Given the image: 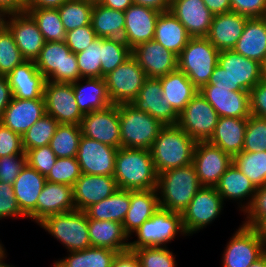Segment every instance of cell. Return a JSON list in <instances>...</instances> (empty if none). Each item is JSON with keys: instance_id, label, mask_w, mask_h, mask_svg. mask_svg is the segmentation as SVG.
Here are the masks:
<instances>
[{"instance_id": "e0dca14e", "label": "cell", "mask_w": 266, "mask_h": 267, "mask_svg": "<svg viewBox=\"0 0 266 267\" xmlns=\"http://www.w3.org/2000/svg\"><path fill=\"white\" fill-rule=\"evenodd\" d=\"M117 150L82 135L76 156L81 173L114 176Z\"/></svg>"}, {"instance_id": "3957f363", "label": "cell", "mask_w": 266, "mask_h": 267, "mask_svg": "<svg viewBox=\"0 0 266 267\" xmlns=\"http://www.w3.org/2000/svg\"><path fill=\"white\" fill-rule=\"evenodd\" d=\"M201 187L193 164L163 171L157 178L159 206L182 213Z\"/></svg>"}, {"instance_id": "d4e9b609", "label": "cell", "mask_w": 266, "mask_h": 267, "mask_svg": "<svg viewBox=\"0 0 266 267\" xmlns=\"http://www.w3.org/2000/svg\"><path fill=\"white\" fill-rule=\"evenodd\" d=\"M46 114L44 99H20L13 97L0 122L21 136Z\"/></svg>"}, {"instance_id": "f6af8a7d", "label": "cell", "mask_w": 266, "mask_h": 267, "mask_svg": "<svg viewBox=\"0 0 266 267\" xmlns=\"http://www.w3.org/2000/svg\"><path fill=\"white\" fill-rule=\"evenodd\" d=\"M94 5L81 0H68L58 8L65 31L90 25Z\"/></svg>"}, {"instance_id": "52a82bcc", "label": "cell", "mask_w": 266, "mask_h": 267, "mask_svg": "<svg viewBox=\"0 0 266 267\" xmlns=\"http://www.w3.org/2000/svg\"><path fill=\"white\" fill-rule=\"evenodd\" d=\"M38 225L57 239L67 252L80 251L91 246L88 218L84 211L73 210L50 215Z\"/></svg>"}, {"instance_id": "f1b7e54d", "label": "cell", "mask_w": 266, "mask_h": 267, "mask_svg": "<svg viewBox=\"0 0 266 267\" xmlns=\"http://www.w3.org/2000/svg\"><path fill=\"white\" fill-rule=\"evenodd\" d=\"M223 201H237L239 211L250 206L257 188L233 163L215 185ZM244 200V201H243ZM240 205V206H239Z\"/></svg>"}, {"instance_id": "7a4b0ae2", "label": "cell", "mask_w": 266, "mask_h": 267, "mask_svg": "<svg viewBox=\"0 0 266 267\" xmlns=\"http://www.w3.org/2000/svg\"><path fill=\"white\" fill-rule=\"evenodd\" d=\"M260 81V63L234 50H224L219 53L218 64L206 85L229 88V91L250 92Z\"/></svg>"}, {"instance_id": "cb8c5ba5", "label": "cell", "mask_w": 266, "mask_h": 267, "mask_svg": "<svg viewBox=\"0 0 266 267\" xmlns=\"http://www.w3.org/2000/svg\"><path fill=\"white\" fill-rule=\"evenodd\" d=\"M118 189L114 176L81 174L73 185V200L76 210L84 211L100 202Z\"/></svg>"}, {"instance_id": "7dc6e473", "label": "cell", "mask_w": 266, "mask_h": 267, "mask_svg": "<svg viewBox=\"0 0 266 267\" xmlns=\"http://www.w3.org/2000/svg\"><path fill=\"white\" fill-rule=\"evenodd\" d=\"M24 61L9 28L0 30V75L7 76Z\"/></svg>"}, {"instance_id": "2a66077c", "label": "cell", "mask_w": 266, "mask_h": 267, "mask_svg": "<svg viewBox=\"0 0 266 267\" xmlns=\"http://www.w3.org/2000/svg\"><path fill=\"white\" fill-rule=\"evenodd\" d=\"M6 249L4 245L2 244V241L0 240V258L6 253Z\"/></svg>"}, {"instance_id": "1f68e13d", "label": "cell", "mask_w": 266, "mask_h": 267, "mask_svg": "<svg viewBox=\"0 0 266 267\" xmlns=\"http://www.w3.org/2000/svg\"><path fill=\"white\" fill-rule=\"evenodd\" d=\"M159 208L156 189L130 191V207L122 223L130 239L141 224L150 219Z\"/></svg>"}, {"instance_id": "74e56055", "label": "cell", "mask_w": 266, "mask_h": 267, "mask_svg": "<svg viewBox=\"0 0 266 267\" xmlns=\"http://www.w3.org/2000/svg\"><path fill=\"white\" fill-rule=\"evenodd\" d=\"M130 207V190L117 189L112 195L84 210L88 219L123 223Z\"/></svg>"}, {"instance_id": "a7ac6f4b", "label": "cell", "mask_w": 266, "mask_h": 267, "mask_svg": "<svg viewBox=\"0 0 266 267\" xmlns=\"http://www.w3.org/2000/svg\"><path fill=\"white\" fill-rule=\"evenodd\" d=\"M134 4L150 7L159 12L170 10L171 0H133Z\"/></svg>"}, {"instance_id": "b9fcfbb0", "label": "cell", "mask_w": 266, "mask_h": 267, "mask_svg": "<svg viewBox=\"0 0 266 267\" xmlns=\"http://www.w3.org/2000/svg\"><path fill=\"white\" fill-rule=\"evenodd\" d=\"M83 2H88V3H91V4H99L101 0H81Z\"/></svg>"}, {"instance_id": "f907efd6", "label": "cell", "mask_w": 266, "mask_h": 267, "mask_svg": "<svg viewBox=\"0 0 266 267\" xmlns=\"http://www.w3.org/2000/svg\"><path fill=\"white\" fill-rule=\"evenodd\" d=\"M266 151V118L251 115L247 118L243 150Z\"/></svg>"}, {"instance_id": "e575fe53", "label": "cell", "mask_w": 266, "mask_h": 267, "mask_svg": "<svg viewBox=\"0 0 266 267\" xmlns=\"http://www.w3.org/2000/svg\"><path fill=\"white\" fill-rule=\"evenodd\" d=\"M233 50L260 64L266 60V17L249 18Z\"/></svg>"}, {"instance_id": "7c38bea8", "label": "cell", "mask_w": 266, "mask_h": 267, "mask_svg": "<svg viewBox=\"0 0 266 267\" xmlns=\"http://www.w3.org/2000/svg\"><path fill=\"white\" fill-rule=\"evenodd\" d=\"M222 254V267H249L266 252V245L253 227L240 225Z\"/></svg>"}, {"instance_id": "277c9868", "label": "cell", "mask_w": 266, "mask_h": 267, "mask_svg": "<svg viewBox=\"0 0 266 267\" xmlns=\"http://www.w3.org/2000/svg\"><path fill=\"white\" fill-rule=\"evenodd\" d=\"M195 145L178 125L164 126L150 148L157 174L192 164Z\"/></svg>"}, {"instance_id": "d6a6232c", "label": "cell", "mask_w": 266, "mask_h": 267, "mask_svg": "<svg viewBox=\"0 0 266 267\" xmlns=\"http://www.w3.org/2000/svg\"><path fill=\"white\" fill-rule=\"evenodd\" d=\"M90 244L104 247L118 253L129 250V236L123 224L116 221L88 219Z\"/></svg>"}, {"instance_id": "8992f818", "label": "cell", "mask_w": 266, "mask_h": 267, "mask_svg": "<svg viewBox=\"0 0 266 267\" xmlns=\"http://www.w3.org/2000/svg\"><path fill=\"white\" fill-rule=\"evenodd\" d=\"M136 240L129 242V250L141 247H167L169 242L180 236H187L184 232L181 213L159 208L150 219L144 221L133 233Z\"/></svg>"}, {"instance_id": "03108f58", "label": "cell", "mask_w": 266, "mask_h": 267, "mask_svg": "<svg viewBox=\"0 0 266 267\" xmlns=\"http://www.w3.org/2000/svg\"><path fill=\"white\" fill-rule=\"evenodd\" d=\"M68 0H25L26 8L58 9Z\"/></svg>"}, {"instance_id": "b9f144b4", "label": "cell", "mask_w": 266, "mask_h": 267, "mask_svg": "<svg viewBox=\"0 0 266 267\" xmlns=\"http://www.w3.org/2000/svg\"><path fill=\"white\" fill-rule=\"evenodd\" d=\"M26 12L36 21L45 42L65 41L66 31L58 9L26 8Z\"/></svg>"}, {"instance_id": "603a6c76", "label": "cell", "mask_w": 266, "mask_h": 267, "mask_svg": "<svg viewBox=\"0 0 266 267\" xmlns=\"http://www.w3.org/2000/svg\"><path fill=\"white\" fill-rule=\"evenodd\" d=\"M156 9L132 4L125 11V43L133 49L138 44L154 39L157 18Z\"/></svg>"}, {"instance_id": "db71d44e", "label": "cell", "mask_w": 266, "mask_h": 267, "mask_svg": "<svg viewBox=\"0 0 266 267\" xmlns=\"http://www.w3.org/2000/svg\"><path fill=\"white\" fill-rule=\"evenodd\" d=\"M6 217L27 219L18 206L13 184L0 182V220Z\"/></svg>"}, {"instance_id": "8c879c8a", "label": "cell", "mask_w": 266, "mask_h": 267, "mask_svg": "<svg viewBox=\"0 0 266 267\" xmlns=\"http://www.w3.org/2000/svg\"><path fill=\"white\" fill-rule=\"evenodd\" d=\"M9 15V13H7L2 7H0V30H3L7 27Z\"/></svg>"}, {"instance_id": "f35d334b", "label": "cell", "mask_w": 266, "mask_h": 267, "mask_svg": "<svg viewBox=\"0 0 266 267\" xmlns=\"http://www.w3.org/2000/svg\"><path fill=\"white\" fill-rule=\"evenodd\" d=\"M90 24L99 38L117 39L125 42L124 11L94 4Z\"/></svg>"}, {"instance_id": "6125c7cd", "label": "cell", "mask_w": 266, "mask_h": 267, "mask_svg": "<svg viewBox=\"0 0 266 267\" xmlns=\"http://www.w3.org/2000/svg\"><path fill=\"white\" fill-rule=\"evenodd\" d=\"M111 267H141V264L136 253L127 250L116 254Z\"/></svg>"}, {"instance_id": "753ad0ef", "label": "cell", "mask_w": 266, "mask_h": 267, "mask_svg": "<svg viewBox=\"0 0 266 267\" xmlns=\"http://www.w3.org/2000/svg\"><path fill=\"white\" fill-rule=\"evenodd\" d=\"M249 267H266V252Z\"/></svg>"}, {"instance_id": "11a10c76", "label": "cell", "mask_w": 266, "mask_h": 267, "mask_svg": "<svg viewBox=\"0 0 266 267\" xmlns=\"http://www.w3.org/2000/svg\"><path fill=\"white\" fill-rule=\"evenodd\" d=\"M97 38L98 36L95 34V31L90 24L67 31L65 43L69 49L76 54L86 50V48Z\"/></svg>"}, {"instance_id": "d6986e66", "label": "cell", "mask_w": 266, "mask_h": 267, "mask_svg": "<svg viewBox=\"0 0 266 267\" xmlns=\"http://www.w3.org/2000/svg\"><path fill=\"white\" fill-rule=\"evenodd\" d=\"M199 93L219 117L247 119L251 116L250 92L229 91V88L203 85Z\"/></svg>"}, {"instance_id": "5bb4252c", "label": "cell", "mask_w": 266, "mask_h": 267, "mask_svg": "<svg viewBox=\"0 0 266 267\" xmlns=\"http://www.w3.org/2000/svg\"><path fill=\"white\" fill-rule=\"evenodd\" d=\"M43 97L46 114L59 124H81L84 115L79 110L71 83L46 81Z\"/></svg>"}, {"instance_id": "ba28073f", "label": "cell", "mask_w": 266, "mask_h": 267, "mask_svg": "<svg viewBox=\"0 0 266 267\" xmlns=\"http://www.w3.org/2000/svg\"><path fill=\"white\" fill-rule=\"evenodd\" d=\"M219 53L206 37L190 38L178 55V69L200 89L208 84L218 64Z\"/></svg>"}, {"instance_id": "89a4df30", "label": "cell", "mask_w": 266, "mask_h": 267, "mask_svg": "<svg viewBox=\"0 0 266 267\" xmlns=\"http://www.w3.org/2000/svg\"><path fill=\"white\" fill-rule=\"evenodd\" d=\"M99 4L110 9L125 11L134 2L133 0H101Z\"/></svg>"}, {"instance_id": "ac0fdd59", "label": "cell", "mask_w": 266, "mask_h": 267, "mask_svg": "<svg viewBox=\"0 0 266 267\" xmlns=\"http://www.w3.org/2000/svg\"><path fill=\"white\" fill-rule=\"evenodd\" d=\"M132 56L148 78H159L178 69V56L154 39L135 46Z\"/></svg>"}, {"instance_id": "9a60e30c", "label": "cell", "mask_w": 266, "mask_h": 267, "mask_svg": "<svg viewBox=\"0 0 266 267\" xmlns=\"http://www.w3.org/2000/svg\"><path fill=\"white\" fill-rule=\"evenodd\" d=\"M233 157L208 141L196 142L192 164L202 186L215 187Z\"/></svg>"}, {"instance_id": "d590c367", "label": "cell", "mask_w": 266, "mask_h": 267, "mask_svg": "<svg viewBox=\"0 0 266 267\" xmlns=\"http://www.w3.org/2000/svg\"><path fill=\"white\" fill-rule=\"evenodd\" d=\"M247 119L219 117L209 143L221 148L232 157L243 150Z\"/></svg>"}, {"instance_id": "f5cc1de1", "label": "cell", "mask_w": 266, "mask_h": 267, "mask_svg": "<svg viewBox=\"0 0 266 267\" xmlns=\"http://www.w3.org/2000/svg\"><path fill=\"white\" fill-rule=\"evenodd\" d=\"M25 153L26 163L47 177L57 159L50 145L29 149Z\"/></svg>"}, {"instance_id": "7bdbcfd3", "label": "cell", "mask_w": 266, "mask_h": 267, "mask_svg": "<svg viewBox=\"0 0 266 267\" xmlns=\"http://www.w3.org/2000/svg\"><path fill=\"white\" fill-rule=\"evenodd\" d=\"M81 137L80 125L59 124L49 145L57 158L76 157Z\"/></svg>"}, {"instance_id": "c3c4849f", "label": "cell", "mask_w": 266, "mask_h": 267, "mask_svg": "<svg viewBox=\"0 0 266 267\" xmlns=\"http://www.w3.org/2000/svg\"><path fill=\"white\" fill-rule=\"evenodd\" d=\"M81 78H101V38L76 53Z\"/></svg>"}, {"instance_id": "681fc988", "label": "cell", "mask_w": 266, "mask_h": 267, "mask_svg": "<svg viewBox=\"0 0 266 267\" xmlns=\"http://www.w3.org/2000/svg\"><path fill=\"white\" fill-rule=\"evenodd\" d=\"M81 174L76 157H62L56 159L46 181L73 186Z\"/></svg>"}, {"instance_id": "ffe728a7", "label": "cell", "mask_w": 266, "mask_h": 267, "mask_svg": "<svg viewBox=\"0 0 266 267\" xmlns=\"http://www.w3.org/2000/svg\"><path fill=\"white\" fill-rule=\"evenodd\" d=\"M7 27L14 36L15 43L26 61H35L45 40L36 21L28 12L9 15Z\"/></svg>"}, {"instance_id": "e7e4bbea", "label": "cell", "mask_w": 266, "mask_h": 267, "mask_svg": "<svg viewBox=\"0 0 266 267\" xmlns=\"http://www.w3.org/2000/svg\"><path fill=\"white\" fill-rule=\"evenodd\" d=\"M203 2L214 15L231 11L230 0H203Z\"/></svg>"}, {"instance_id": "11e5206c", "label": "cell", "mask_w": 266, "mask_h": 267, "mask_svg": "<svg viewBox=\"0 0 266 267\" xmlns=\"http://www.w3.org/2000/svg\"><path fill=\"white\" fill-rule=\"evenodd\" d=\"M7 258L6 253L0 258V267H15L11 264L5 263V259Z\"/></svg>"}, {"instance_id": "94428289", "label": "cell", "mask_w": 266, "mask_h": 267, "mask_svg": "<svg viewBox=\"0 0 266 267\" xmlns=\"http://www.w3.org/2000/svg\"><path fill=\"white\" fill-rule=\"evenodd\" d=\"M251 114L266 118V82L260 81L250 91Z\"/></svg>"}, {"instance_id": "ab89813d", "label": "cell", "mask_w": 266, "mask_h": 267, "mask_svg": "<svg viewBox=\"0 0 266 267\" xmlns=\"http://www.w3.org/2000/svg\"><path fill=\"white\" fill-rule=\"evenodd\" d=\"M117 253L112 249L90 246L69 252L68 256L55 260L51 267H111Z\"/></svg>"}, {"instance_id": "f546056e", "label": "cell", "mask_w": 266, "mask_h": 267, "mask_svg": "<svg viewBox=\"0 0 266 267\" xmlns=\"http://www.w3.org/2000/svg\"><path fill=\"white\" fill-rule=\"evenodd\" d=\"M76 210L73 186L46 181L36 204V223L59 213Z\"/></svg>"}, {"instance_id": "680465c9", "label": "cell", "mask_w": 266, "mask_h": 267, "mask_svg": "<svg viewBox=\"0 0 266 267\" xmlns=\"http://www.w3.org/2000/svg\"><path fill=\"white\" fill-rule=\"evenodd\" d=\"M26 154L22 146V136L0 122V157Z\"/></svg>"}, {"instance_id": "44dd1931", "label": "cell", "mask_w": 266, "mask_h": 267, "mask_svg": "<svg viewBox=\"0 0 266 267\" xmlns=\"http://www.w3.org/2000/svg\"><path fill=\"white\" fill-rule=\"evenodd\" d=\"M137 110L146 112L163 125H177L178 114L164 100L158 78H146L138 96L130 103Z\"/></svg>"}, {"instance_id": "8fae6325", "label": "cell", "mask_w": 266, "mask_h": 267, "mask_svg": "<svg viewBox=\"0 0 266 267\" xmlns=\"http://www.w3.org/2000/svg\"><path fill=\"white\" fill-rule=\"evenodd\" d=\"M145 72L131 55L123 64L104 76L112 104L131 103L146 79Z\"/></svg>"}, {"instance_id": "816d5d0a", "label": "cell", "mask_w": 266, "mask_h": 267, "mask_svg": "<svg viewBox=\"0 0 266 267\" xmlns=\"http://www.w3.org/2000/svg\"><path fill=\"white\" fill-rule=\"evenodd\" d=\"M134 252L141 267H177L175 254L167 247H141Z\"/></svg>"}, {"instance_id": "60d3db41", "label": "cell", "mask_w": 266, "mask_h": 267, "mask_svg": "<svg viewBox=\"0 0 266 267\" xmlns=\"http://www.w3.org/2000/svg\"><path fill=\"white\" fill-rule=\"evenodd\" d=\"M233 164L255 185H266V151H241L233 156Z\"/></svg>"}, {"instance_id": "83f0119b", "label": "cell", "mask_w": 266, "mask_h": 267, "mask_svg": "<svg viewBox=\"0 0 266 267\" xmlns=\"http://www.w3.org/2000/svg\"><path fill=\"white\" fill-rule=\"evenodd\" d=\"M6 77L13 97L25 100L44 99L46 79L37 69L35 61H24Z\"/></svg>"}, {"instance_id": "5b68a950", "label": "cell", "mask_w": 266, "mask_h": 267, "mask_svg": "<svg viewBox=\"0 0 266 267\" xmlns=\"http://www.w3.org/2000/svg\"><path fill=\"white\" fill-rule=\"evenodd\" d=\"M121 147L150 150L165 126L130 103L119 104Z\"/></svg>"}, {"instance_id": "6f0895ef", "label": "cell", "mask_w": 266, "mask_h": 267, "mask_svg": "<svg viewBox=\"0 0 266 267\" xmlns=\"http://www.w3.org/2000/svg\"><path fill=\"white\" fill-rule=\"evenodd\" d=\"M243 214L246 218L242 224L249 227H254L266 216V185L257 188L250 206Z\"/></svg>"}, {"instance_id": "91938a15", "label": "cell", "mask_w": 266, "mask_h": 267, "mask_svg": "<svg viewBox=\"0 0 266 267\" xmlns=\"http://www.w3.org/2000/svg\"><path fill=\"white\" fill-rule=\"evenodd\" d=\"M231 11L248 18L266 17V0H230Z\"/></svg>"}, {"instance_id": "4fadbf2b", "label": "cell", "mask_w": 266, "mask_h": 267, "mask_svg": "<svg viewBox=\"0 0 266 267\" xmlns=\"http://www.w3.org/2000/svg\"><path fill=\"white\" fill-rule=\"evenodd\" d=\"M218 120L217 112L198 92L178 115L177 125L196 142L208 141Z\"/></svg>"}, {"instance_id": "ee69618b", "label": "cell", "mask_w": 266, "mask_h": 267, "mask_svg": "<svg viewBox=\"0 0 266 267\" xmlns=\"http://www.w3.org/2000/svg\"><path fill=\"white\" fill-rule=\"evenodd\" d=\"M132 55V49L121 40L101 38V78L123 64Z\"/></svg>"}, {"instance_id": "7402d4cb", "label": "cell", "mask_w": 266, "mask_h": 267, "mask_svg": "<svg viewBox=\"0 0 266 267\" xmlns=\"http://www.w3.org/2000/svg\"><path fill=\"white\" fill-rule=\"evenodd\" d=\"M170 11L191 38L207 37L214 14L203 0H171Z\"/></svg>"}, {"instance_id": "6da1fadb", "label": "cell", "mask_w": 266, "mask_h": 267, "mask_svg": "<svg viewBox=\"0 0 266 267\" xmlns=\"http://www.w3.org/2000/svg\"><path fill=\"white\" fill-rule=\"evenodd\" d=\"M114 178L118 189H156L158 174L150 150L121 147L117 150Z\"/></svg>"}, {"instance_id": "30bf717a", "label": "cell", "mask_w": 266, "mask_h": 267, "mask_svg": "<svg viewBox=\"0 0 266 267\" xmlns=\"http://www.w3.org/2000/svg\"><path fill=\"white\" fill-rule=\"evenodd\" d=\"M224 201L215 187L202 186L181 213L184 232L192 236L219 218Z\"/></svg>"}, {"instance_id": "bcb514c9", "label": "cell", "mask_w": 266, "mask_h": 267, "mask_svg": "<svg viewBox=\"0 0 266 267\" xmlns=\"http://www.w3.org/2000/svg\"><path fill=\"white\" fill-rule=\"evenodd\" d=\"M59 123L52 116L45 114L22 135L24 152L50 144Z\"/></svg>"}, {"instance_id": "be15d7a7", "label": "cell", "mask_w": 266, "mask_h": 267, "mask_svg": "<svg viewBox=\"0 0 266 267\" xmlns=\"http://www.w3.org/2000/svg\"><path fill=\"white\" fill-rule=\"evenodd\" d=\"M13 98L12 90L6 76L0 75V118Z\"/></svg>"}, {"instance_id": "2e32d148", "label": "cell", "mask_w": 266, "mask_h": 267, "mask_svg": "<svg viewBox=\"0 0 266 267\" xmlns=\"http://www.w3.org/2000/svg\"><path fill=\"white\" fill-rule=\"evenodd\" d=\"M80 126L83 136L121 148L119 104L84 115Z\"/></svg>"}, {"instance_id": "8d00e7d4", "label": "cell", "mask_w": 266, "mask_h": 267, "mask_svg": "<svg viewBox=\"0 0 266 267\" xmlns=\"http://www.w3.org/2000/svg\"><path fill=\"white\" fill-rule=\"evenodd\" d=\"M190 38L185 27L170 10L160 13L155 26V41L178 56Z\"/></svg>"}, {"instance_id": "4dcf8cb0", "label": "cell", "mask_w": 266, "mask_h": 267, "mask_svg": "<svg viewBox=\"0 0 266 267\" xmlns=\"http://www.w3.org/2000/svg\"><path fill=\"white\" fill-rule=\"evenodd\" d=\"M74 96L83 115L113 105L104 78H80L72 83Z\"/></svg>"}, {"instance_id": "4316f807", "label": "cell", "mask_w": 266, "mask_h": 267, "mask_svg": "<svg viewBox=\"0 0 266 267\" xmlns=\"http://www.w3.org/2000/svg\"><path fill=\"white\" fill-rule=\"evenodd\" d=\"M249 18L236 12L214 15L207 39L221 51L233 50Z\"/></svg>"}, {"instance_id": "2644e50d", "label": "cell", "mask_w": 266, "mask_h": 267, "mask_svg": "<svg viewBox=\"0 0 266 267\" xmlns=\"http://www.w3.org/2000/svg\"><path fill=\"white\" fill-rule=\"evenodd\" d=\"M253 228L266 245V216L263 217Z\"/></svg>"}, {"instance_id": "9f6ffc18", "label": "cell", "mask_w": 266, "mask_h": 267, "mask_svg": "<svg viewBox=\"0 0 266 267\" xmlns=\"http://www.w3.org/2000/svg\"><path fill=\"white\" fill-rule=\"evenodd\" d=\"M26 165V154L0 157V182L13 184Z\"/></svg>"}, {"instance_id": "003e7915", "label": "cell", "mask_w": 266, "mask_h": 267, "mask_svg": "<svg viewBox=\"0 0 266 267\" xmlns=\"http://www.w3.org/2000/svg\"><path fill=\"white\" fill-rule=\"evenodd\" d=\"M0 7L10 15L26 12L25 0H0Z\"/></svg>"}, {"instance_id": "484cf974", "label": "cell", "mask_w": 266, "mask_h": 267, "mask_svg": "<svg viewBox=\"0 0 266 267\" xmlns=\"http://www.w3.org/2000/svg\"><path fill=\"white\" fill-rule=\"evenodd\" d=\"M46 177L27 163L13 183L14 195L21 212L36 223V204Z\"/></svg>"}, {"instance_id": "34e18365", "label": "cell", "mask_w": 266, "mask_h": 267, "mask_svg": "<svg viewBox=\"0 0 266 267\" xmlns=\"http://www.w3.org/2000/svg\"><path fill=\"white\" fill-rule=\"evenodd\" d=\"M261 81L266 82V60L261 63Z\"/></svg>"}, {"instance_id": "836d02e7", "label": "cell", "mask_w": 266, "mask_h": 267, "mask_svg": "<svg viewBox=\"0 0 266 267\" xmlns=\"http://www.w3.org/2000/svg\"><path fill=\"white\" fill-rule=\"evenodd\" d=\"M161 82L163 98L179 115L199 92L187 75L179 69L158 78Z\"/></svg>"}, {"instance_id": "9c48e42d", "label": "cell", "mask_w": 266, "mask_h": 267, "mask_svg": "<svg viewBox=\"0 0 266 267\" xmlns=\"http://www.w3.org/2000/svg\"><path fill=\"white\" fill-rule=\"evenodd\" d=\"M35 64L46 81L72 84L81 78L76 54L65 41L45 42Z\"/></svg>"}]
</instances>
